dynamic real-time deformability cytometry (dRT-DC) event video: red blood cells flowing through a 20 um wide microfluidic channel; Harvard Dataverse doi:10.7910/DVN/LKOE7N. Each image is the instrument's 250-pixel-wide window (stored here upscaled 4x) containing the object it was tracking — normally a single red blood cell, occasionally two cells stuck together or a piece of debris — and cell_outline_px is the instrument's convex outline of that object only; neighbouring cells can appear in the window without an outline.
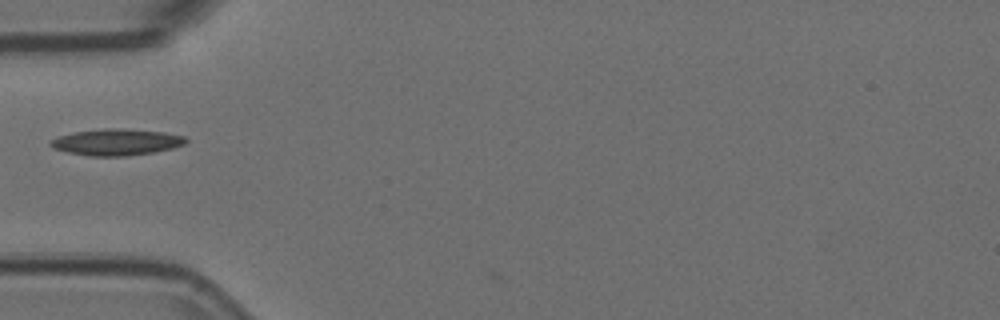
{"species": "Egyptian fruit bat (a non-hibernating species)", "species_latin": "Rousettus aegyptiacus", "temperature_condition": "room temperature", "stored_images_in_passage": 39, "camera_frame_rate_fps": 3000, "um_per_image_px": 0.085, "animal": {"sex": "female"}, "frame": {"image": 1, "passage_image": 1, "time_ms": 0.0, "image_size_px": [1000, 320], "cell_outline_px": [[188, 140], [184, 144], [172, 148], [156, 152], [124, 156], [92, 156], [68, 152], [52, 148], [48, 144], [48, 140], [72, 132], [104, 128], [120, 128], [164, 132], [184, 136]], "centroid_in_image_um": [9.87, 12.07], "position_along_channel_um": 75.1, "area_um2": 20.92}}
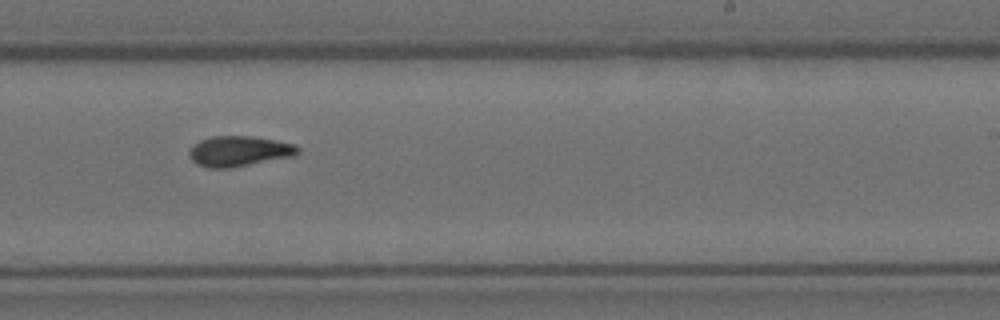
{"frame": {"image": 2, "passage_image": 17, "time_ms": 5.333, "image_size_px": [1000, 320], "cell_outline_px": [[300, 152], [296, 156], [232, 168], [208, 168], [196, 164], [188, 156], [188, 152], [192, 144], [200, 140], [212, 136], [252, 136], [292, 144], [300, 148]], "centroid_in_image_um": [20.29, 12.86], "position_along_channel_um": 268.7, "area_um2": 19.48}}
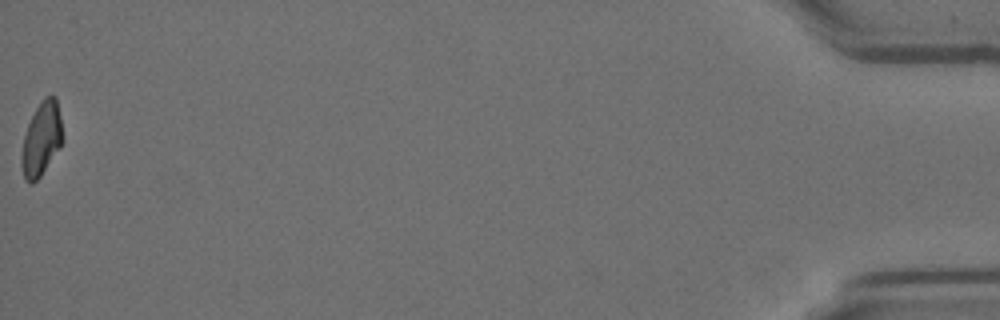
{"frame": {"image": 3, "passage_image": 39, "time_ms": 12.667, "image_size_px": [1000, 320], "cell_outline_px": [[64, 140], [60, 148], [40, 176], [32, 184], [24, 180], [20, 164], [20, 156], [24, 136], [28, 124], [40, 100], [44, 96], [56, 96], [60, 116]], "centroid_in_image_um": [3.52, 11.83], "position_along_channel_um": 431.7, "area_um2": 17.86}}